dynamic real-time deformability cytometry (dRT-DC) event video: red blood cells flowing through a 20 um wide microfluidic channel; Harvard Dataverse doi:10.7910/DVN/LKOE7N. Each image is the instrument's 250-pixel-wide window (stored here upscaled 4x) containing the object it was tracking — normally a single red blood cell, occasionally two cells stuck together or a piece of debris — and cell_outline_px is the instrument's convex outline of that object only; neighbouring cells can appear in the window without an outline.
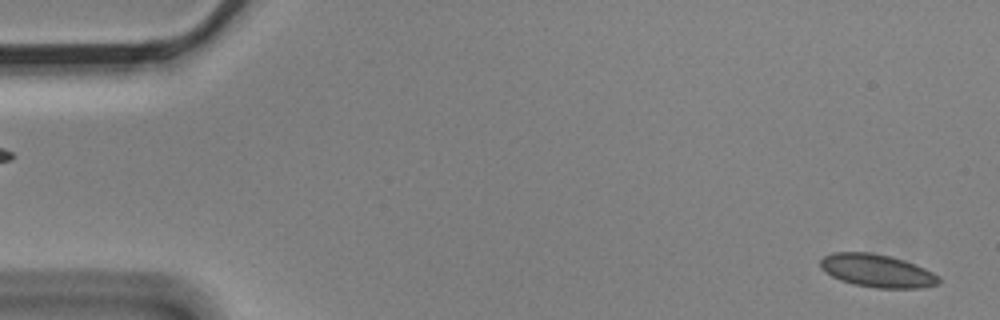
{"species": "Egyptian fruit bat (a non-hibernating species)", "species_latin": "Rousettus aegyptiacus", "temperature_condition": "cold", "stored_images_in_passage": 6, "segment_of_instrument_passage": [2, 2], "camera_frame_rate_fps": 3000, "um_per_image_px": 0.085, "animal": {"sex": "male"}, "frame": {"image": 1, "passage_image": 6, "time_ms": 1.667, "image_size_px": [1000, 320], "cell_outline_px": [[940, 284], [920, 288], [876, 288], [856, 284], [840, 280], [832, 276], [820, 268], [820, 260], [824, 256], [832, 252], [868, 252], [892, 256], [904, 260], [924, 268], [940, 276]], "centroid_in_image_um": [74.56, 23.01], "position_along_channel_um": 10.4, "area_um2": 22.77}}